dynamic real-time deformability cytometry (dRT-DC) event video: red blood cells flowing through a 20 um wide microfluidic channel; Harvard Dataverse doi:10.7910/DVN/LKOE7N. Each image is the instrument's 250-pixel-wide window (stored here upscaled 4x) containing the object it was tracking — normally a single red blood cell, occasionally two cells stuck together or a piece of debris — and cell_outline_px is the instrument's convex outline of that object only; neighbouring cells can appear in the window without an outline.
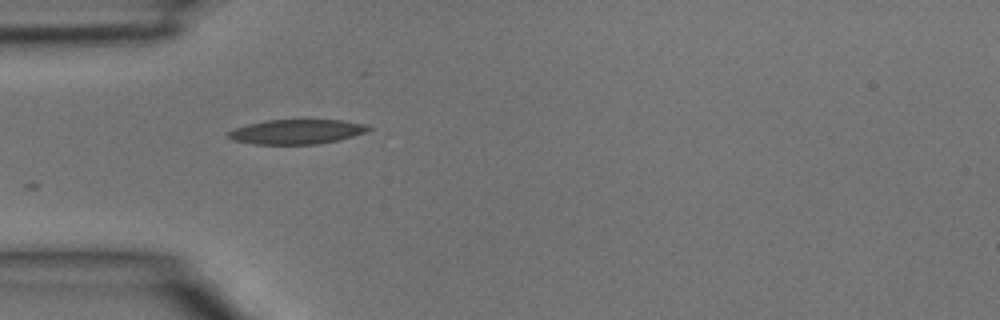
{"species": "common noctule bat (a hibernating species)", "species_latin": "Nyctalus noctula", "temperature_condition": "room temperature", "stored_images_in_passage": 4, "camera_frame_rate_fps": 3000, "um_per_image_px": 0.085, "animal": {"sex": "male", "body_mass_g": 15.6}, "frame": {"image": 1, "passage_image": 4, "time_ms": 1.0, "image_size_px": [1000, 320], "cell_outline_px": [[372, 128], [364, 132], [352, 136], [336, 140], [316, 144], [252, 144], [232, 140], [228, 136], [228, 132], [236, 128], [248, 124], [268, 120], [344, 120], [364, 124]], "centroid_in_image_um": [25.19, 11.19], "position_along_channel_um": 59.8, "area_um2": 19.83}}